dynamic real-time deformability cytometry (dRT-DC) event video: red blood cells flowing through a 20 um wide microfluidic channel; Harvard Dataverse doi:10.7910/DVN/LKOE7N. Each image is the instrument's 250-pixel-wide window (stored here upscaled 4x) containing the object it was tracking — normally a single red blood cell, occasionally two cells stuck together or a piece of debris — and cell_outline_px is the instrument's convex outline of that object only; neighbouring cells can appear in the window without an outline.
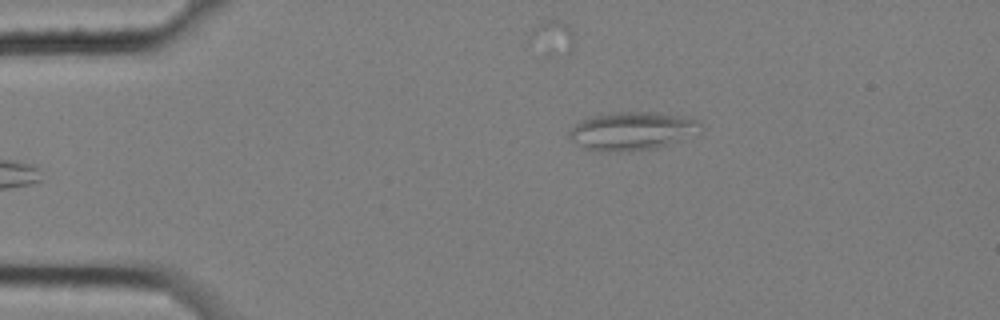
{"species": "common noctule bat (a hibernating species)", "species_latin": "Nyctalus noctula", "temperature_condition": "cold", "stored_images_in_passage": 4, "camera_frame_rate_fps": 3000, "um_per_image_px": 0.085, "animal": {"sex": "female", "body_mass_g": 25.1}, "frame": {"image": 1, "passage_image": 4, "time_ms": 1.0, "image_size_px": [1000, 320], "cell_outline_px": [[704, 128], [668, 144], [656, 148], [628, 152], [608, 152], [584, 148], [572, 140], [568, 136], [568, 132], [580, 120], [612, 112], [656, 112], [696, 120]], "centroid_in_image_um": [53.66, 11.15], "position_along_channel_um": 31.3, "area_um2": 28.78}}